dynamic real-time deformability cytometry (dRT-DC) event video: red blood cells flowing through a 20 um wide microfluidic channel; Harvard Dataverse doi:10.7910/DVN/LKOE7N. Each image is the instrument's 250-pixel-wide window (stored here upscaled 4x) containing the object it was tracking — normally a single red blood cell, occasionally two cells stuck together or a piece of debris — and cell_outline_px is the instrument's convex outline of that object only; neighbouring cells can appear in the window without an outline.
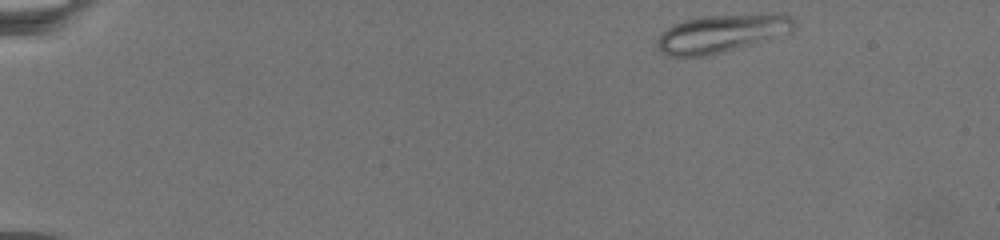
{"species": "common noctule bat (a hibernating species)", "species_latin": "Nyctalus noctula", "temperature_condition": "warm", "stored_images_in_passage": 11, "camera_frame_rate_fps": 3000, "um_per_image_px": 0.085, "animal": {"sex": "female", "body_mass_g": 19.5, "forearm_length_mm": 54.1}, "frame": {"image": 1, "passage_image": 1, "time_ms": 0.0, "image_size_px": [1000, 240], "cell_outline_px": [[796, 24], [792, 32], [772, 40], [708, 56], [668, 56], [660, 52], [656, 44], [656, 40], [672, 24], [684, 20], [700, 16], [768, 12], [784, 12], [792, 16]], "centroid_in_image_um": [61.45, 2.82], "position_along_channel_um": 23.5, "area_um2": 31.56}}
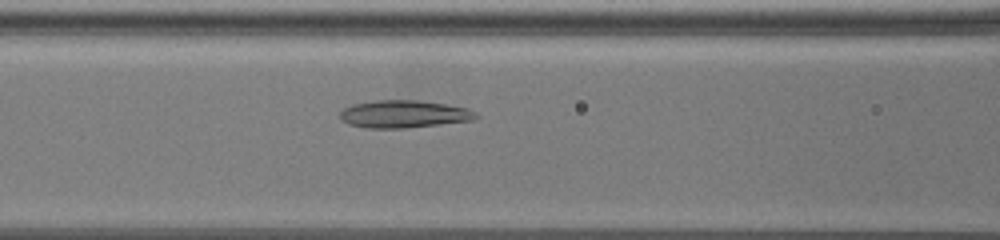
{"frame": {"image": 2, "passage_image": 11, "time_ms": 8.0, "image_size_px": [1000, 240], "cell_outline_px": [[480, 116], [472, 120], [440, 124], [404, 128], [368, 128], [348, 124], [340, 120], [340, 112], [344, 108], [352, 104], [376, 100], [416, 100], [444, 104], [468, 108], [476, 112]], "centroid_in_image_um": [34.31, 9.69], "position_along_channel_um": 132.3, "area_um2": 21.79}}